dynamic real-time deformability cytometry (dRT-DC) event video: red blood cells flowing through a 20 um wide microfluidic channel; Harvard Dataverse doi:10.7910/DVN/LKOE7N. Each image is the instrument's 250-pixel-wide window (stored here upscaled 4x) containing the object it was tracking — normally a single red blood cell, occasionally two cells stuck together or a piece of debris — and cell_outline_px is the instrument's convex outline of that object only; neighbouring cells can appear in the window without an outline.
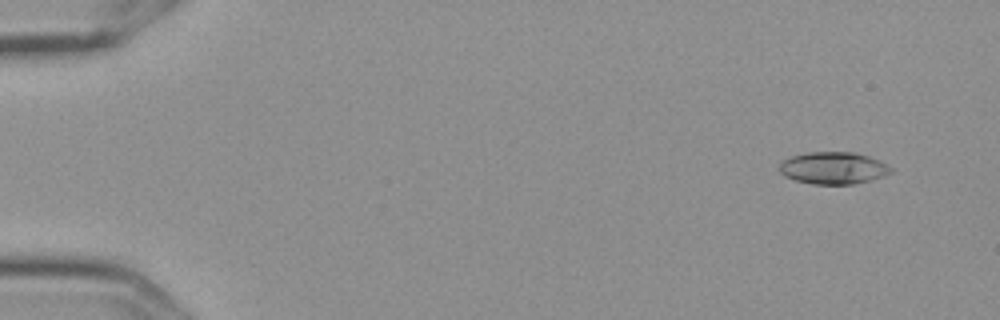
{"species": "Egyptian fruit bat (a non-hibernating species)", "species_latin": "Rousettus aegyptiacus", "temperature_condition": "cold", "stored_images_in_passage": 6, "segment_of_instrument_passage": [1, 2], "camera_frame_rate_fps": 3000, "um_per_image_px": 0.085, "frame": {"image": 1, "passage_image": 2, "time_ms": 0.333, "image_size_px": [1000, 320], "cell_outline_px": [[896, 172], [872, 180], [852, 184], [812, 184], [796, 180], [784, 176], [780, 172], [780, 164], [784, 160], [792, 156], [808, 152], [852, 152], [868, 156], [880, 160], [896, 168]], "centroid_in_image_um": [70.92, 14.28], "position_along_channel_um": 14.1, "area_um2": 21.1}}
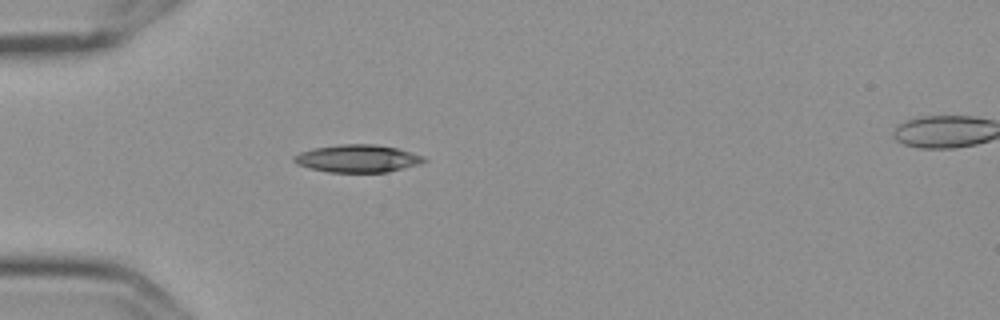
{"frame": {"image": 2, "passage_image": 5, "time_ms": 1.333, "image_size_px": [1000, 320], "cell_outline_px": [[428, 160], [420, 164], [388, 172], [328, 172], [308, 168], [292, 160], [292, 156], [300, 152], [312, 148], [340, 144], [372, 144], [396, 148], [424, 156]], "centroid_in_image_um": [30.39, 13.47], "position_along_channel_um": 54.6, "area_um2": 20.92}}